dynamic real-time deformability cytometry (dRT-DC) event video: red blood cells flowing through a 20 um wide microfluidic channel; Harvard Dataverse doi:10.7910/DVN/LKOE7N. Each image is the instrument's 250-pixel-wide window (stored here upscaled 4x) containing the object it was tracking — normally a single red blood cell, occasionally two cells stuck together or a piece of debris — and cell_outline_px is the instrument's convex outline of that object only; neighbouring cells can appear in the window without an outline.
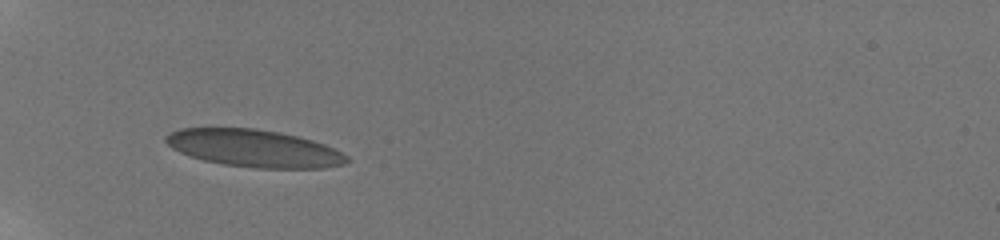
{"species": "human", "species_latin": "Homo sapiens", "temperature_condition": "room temperature", "stored_images_in_passage": 3, "camera_frame_rate_fps": 3000, "um_per_image_px": 0.085, "donor": {"sex": "male"}, "frame": {"image": 1, "passage_image": 1, "time_ms": 0.0, "image_size_px": [1000, 240], "cell_outline_px": [[348, 160], [344, 164], [324, 168], [256, 168], [224, 164], [204, 160], [188, 156], [172, 148], [164, 140], [164, 136], [180, 128], [256, 128], [280, 132], [312, 140], [324, 144], [348, 156]], "centroid_in_image_um": [21.57, 12.6], "position_along_channel_um": 63.4, "area_um2": 39.3}}